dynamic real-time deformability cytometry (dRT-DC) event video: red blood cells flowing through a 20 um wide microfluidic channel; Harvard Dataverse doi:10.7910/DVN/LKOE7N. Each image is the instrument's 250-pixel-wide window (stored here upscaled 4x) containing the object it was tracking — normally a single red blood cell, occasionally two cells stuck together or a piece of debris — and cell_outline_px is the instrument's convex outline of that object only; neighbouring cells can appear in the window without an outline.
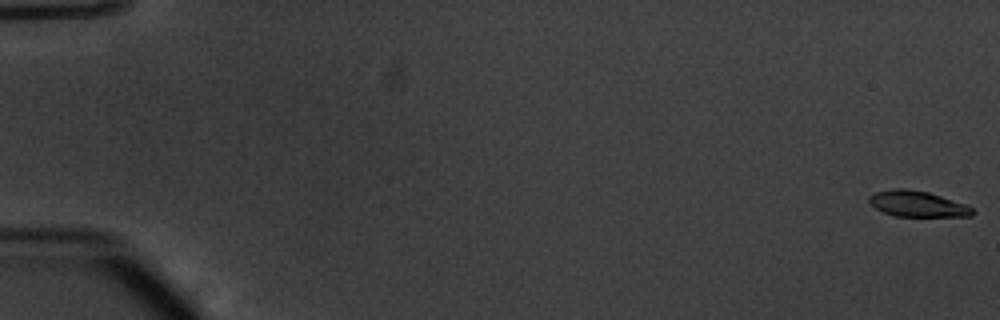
{"species": "common noctule bat (a hibernating species)", "species_latin": "Nyctalus noctula", "temperature_condition": "warm", "stored_images_in_passage": 18, "camera_frame_rate_fps": 3000, "um_per_image_px": 0.085, "animal": {"sex": "male", "body_mass_g": 20.1, "forearm_length_mm": 53.5}, "frame": {"image": 1, "passage_image": 1, "time_ms": 0.0, "image_size_px": [1000, 320], "cell_outline_px": [[976, 212], [972, 216], [892, 216], [876, 208], [868, 200], [868, 196], [876, 192], [892, 188], [908, 188], [928, 192], [968, 204]], "centroid_in_image_um": [78.01, 17.32], "position_along_channel_um": 7.0, "area_um2": 15.72}}
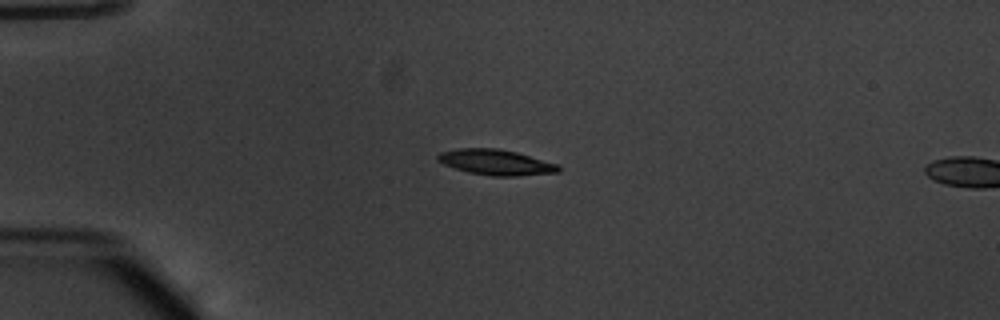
{"frame": {"image": 2, "passage_image": 15, "time_ms": 4.667, "image_size_px": [1000, 320], "cell_outline_px": [[560, 172], [516, 176], [492, 176], [468, 172], [444, 164], [436, 156], [440, 152], [460, 148], [496, 148], [516, 152], [556, 164], [560, 168]], "centroid_in_image_um": [42.15, 13.79], "position_along_channel_um": 42.9, "area_um2": 17.63}}